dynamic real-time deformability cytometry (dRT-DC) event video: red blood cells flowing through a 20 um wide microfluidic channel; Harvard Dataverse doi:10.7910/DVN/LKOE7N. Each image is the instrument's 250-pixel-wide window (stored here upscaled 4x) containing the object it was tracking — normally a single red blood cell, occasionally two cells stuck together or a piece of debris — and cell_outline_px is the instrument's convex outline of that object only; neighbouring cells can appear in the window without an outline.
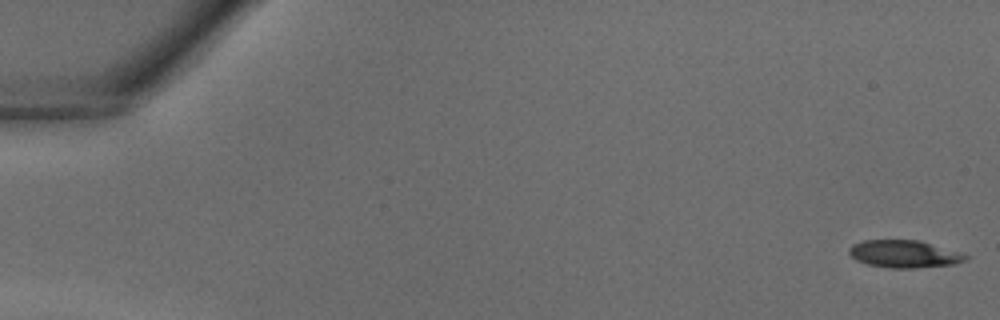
{"species": "common noctule bat (a hibernating species)", "species_latin": "Nyctalus noctula", "temperature_condition": "warm", "stored_images_in_passage": 39, "camera_frame_rate_fps": 3000, "um_per_image_px": 0.085, "animal": {"sex": "male", "body_mass_g": 18.8}, "frame": {"image": 1, "passage_image": 1, "time_ms": 0.0, "image_size_px": [1000, 320], "cell_outline_px": [[968, 256], [964, 260], [956, 264], [916, 268], [888, 268], [868, 264], [856, 260], [848, 252], [848, 248], [852, 244], [864, 240], [920, 240], [960, 252]], "centroid_in_image_um": [76.84, 21.58], "position_along_channel_um": 8.2, "area_um2": 18.67}}
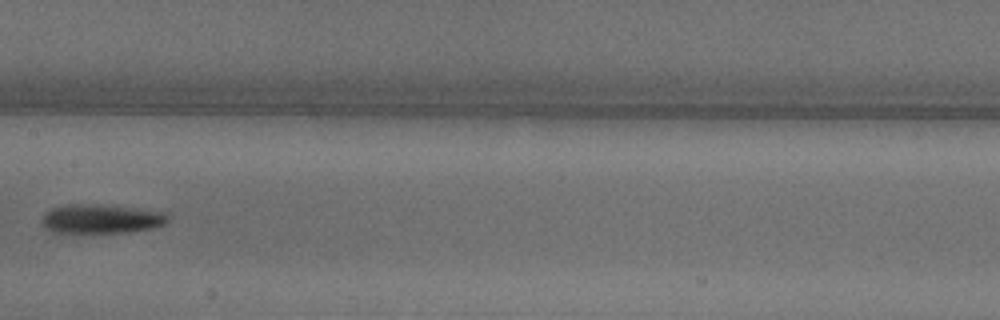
{"frame": {"image": 2, "passage_image": 21, "time_ms": 6.667, "image_size_px": [1000, 320], "cell_outline_px": [[168, 220], [164, 224], [152, 228], [124, 232], [52, 232], [44, 228], [40, 220], [52, 208], [68, 204], [96, 204], [168, 212]], "centroid_in_image_um": [8.59, 18.6], "position_along_channel_um": 198.8, "area_um2": 21.15}}
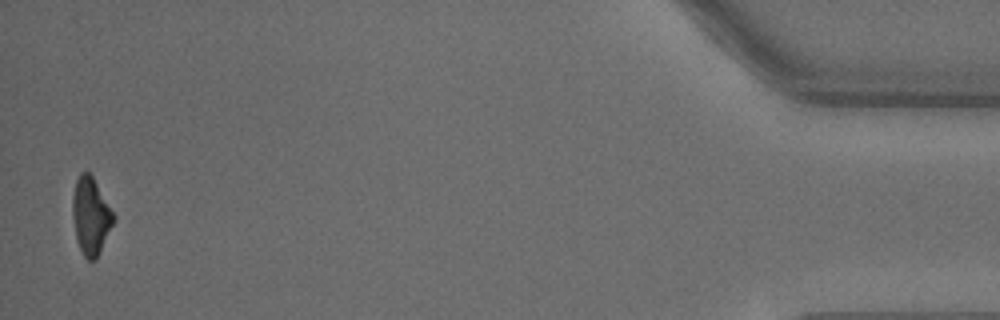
{"frame": {"image": 3, "passage_image": 39, "time_ms": 12.667, "image_size_px": [1000, 320], "cell_outline_px": [[116, 220], [96, 260], [88, 260], [84, 256], [76, 240], [72, 216], [72, 196], [76, 180], [80, 172], [88, 172], [92, 176], [116, 216]], "centroid_in_image_um": [7.72, 18.37], "position_along_channel_um": 427.5, "area_um2": 18.61}}